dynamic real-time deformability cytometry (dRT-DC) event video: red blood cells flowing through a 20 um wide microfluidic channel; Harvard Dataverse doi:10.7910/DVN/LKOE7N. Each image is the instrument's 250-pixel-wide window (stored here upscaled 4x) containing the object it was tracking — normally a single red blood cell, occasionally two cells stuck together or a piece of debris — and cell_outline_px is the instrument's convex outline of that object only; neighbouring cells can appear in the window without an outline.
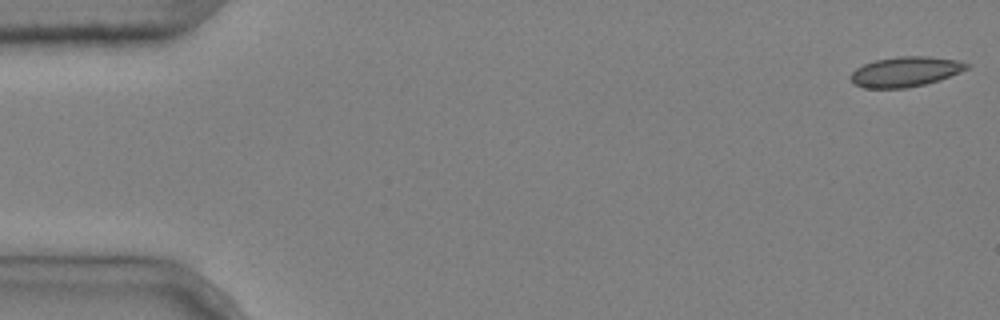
{"species": "common noctule bat (a hibernating species)", "species_latin": "Nyctalus noctula", "temperature_condition": "cold", "stored_images_in_passage": 7, "camera_frame_rate_fps": 3000, "um_per_image_px": 0.085, "animal": {"sex": "male", "body_mass_g": 20.4}, "frame": {"image": 1, "passage_image": 1, "time_ms": 0.0, "image_size_px": [1000, 320], "cell_outline_px": [[972, 64], [968, 68], [960, 72], [940, 80], [908, 88], [864, 88], [856, 84], [848, 76], [856, 68], [864, 64], [876, 60], [900, 56], [928, 56], [956, 60]], "centroid_in_image_um": [76.97, 6.09], "position_along_channel_um": 8.0, "area_um2": 20.29}}
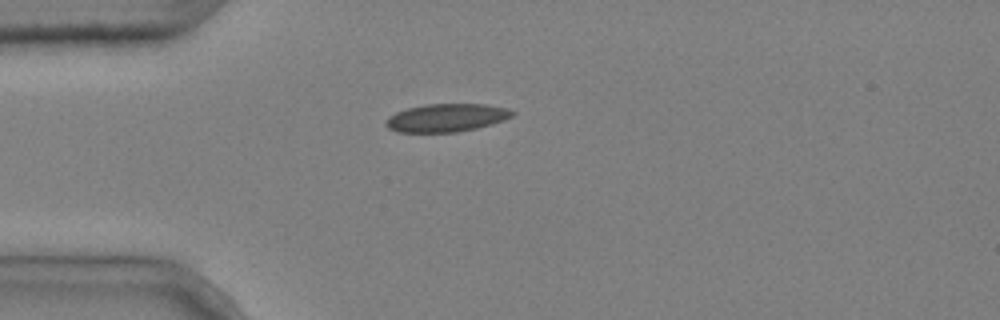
{"frame": {"image": 2, "passage_image": 4, "time_ms": 1.0, "image_size_px": [1000, 320], "cell_outline_px": [[516, 112], [512, 116], [504, 120], [492, 124], [476, 128], [456, 132], [396, 132], [388, 128], [384, 124], [388, 116], [396, 112], [408, 108], [428, 104], [484, 104], [508, 108]], "centroid_in_image_um": [37.94, 10.01], "position_along_channel_um": 47.1, "area_um2": 20.69}}